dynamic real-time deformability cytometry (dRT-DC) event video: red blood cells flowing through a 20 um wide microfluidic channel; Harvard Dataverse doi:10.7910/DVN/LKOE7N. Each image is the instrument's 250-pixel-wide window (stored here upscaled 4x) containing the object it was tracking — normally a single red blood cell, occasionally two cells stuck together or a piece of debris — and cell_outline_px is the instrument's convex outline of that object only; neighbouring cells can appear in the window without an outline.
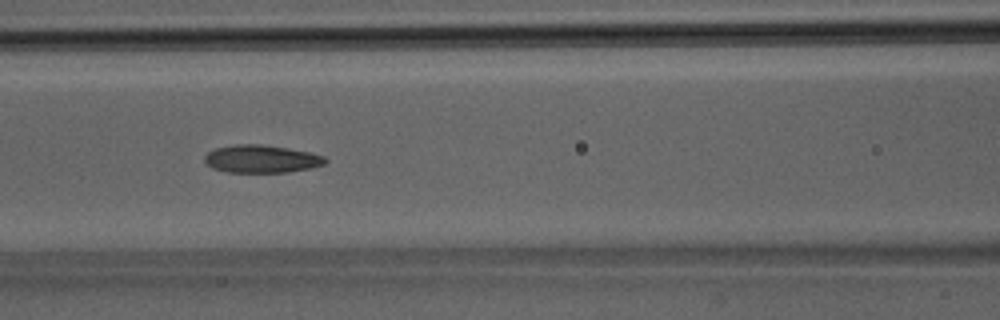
{"species": "Egyptian fruit bat (a non-hibernating species)", "species_latin": "Rousettus aegyptiacus", "temperature_condition": "room temperature", "stored_images_in_passage": 39, "camera_frame_rate_fps": 3000, "um_per_image_px": 0.085, "animal": {"sex": "male"}, "frame": {"image": 1, "passage_image": 17, "time_ms": 5.333, "image_size_px": [1000, 320], "cell_outline_px": [[328, 160], [324, 164], [312, 168], [288, 172], [228, 172], [212, 168], [204, 160], [204, 156], [208, 152], [216, 148], [236, 144], [264, 144], [288, 148], [308, 152], [324, 156]], "centroid_in_image_um": [22.23, 13.5], "position_along_channel_um": 144.4, "area_um2": 19.54}}
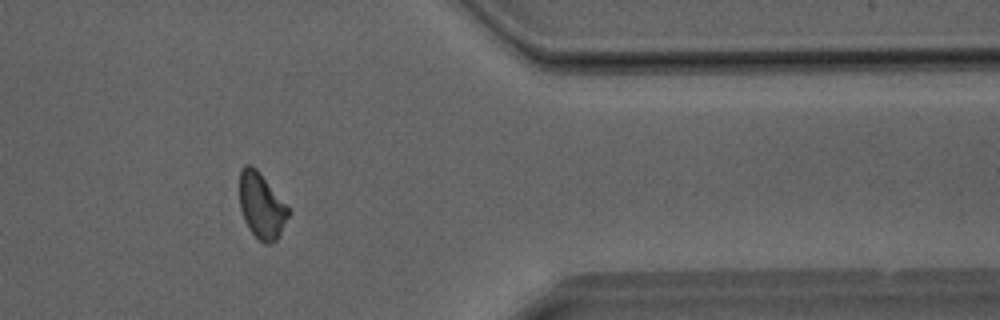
{"frame": {"image": 2, "passage_image": 32, "time_ms": 10.333, "image_size_px": [1000, 320], "cell_outline_px": [[292, 212], [276, 240], [268, 244], [264, 244], [248, 228], [244, 220], [240, 208], [240, 172], [244, 164], [252, 164], [260, 172]], "centroid_in_image_um": [22.23, 17.48], "position_along_channel_um": 389.2, "area_um2": 18.67}}
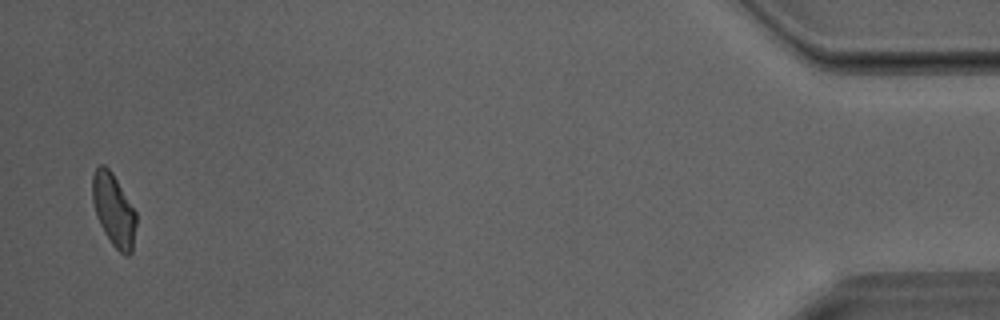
{"frame": {"image": 3, "passage_image": 38, "time_ms": 12.333, "image_size_px": [1000, 320], "cell_outline_px": [[136, 224], [132, 252], [128, 256], [124, 256], [112, 244], [104, 232], [96, 216], [92, 200], [92, 176], [96, 168], [100, 164], [104, 164], [112, 172], [136, 212]], "centroid_in_image_um": [9.66, 17.85], "position_along_channel_um": 425.5, "area_um2": 18.5}}